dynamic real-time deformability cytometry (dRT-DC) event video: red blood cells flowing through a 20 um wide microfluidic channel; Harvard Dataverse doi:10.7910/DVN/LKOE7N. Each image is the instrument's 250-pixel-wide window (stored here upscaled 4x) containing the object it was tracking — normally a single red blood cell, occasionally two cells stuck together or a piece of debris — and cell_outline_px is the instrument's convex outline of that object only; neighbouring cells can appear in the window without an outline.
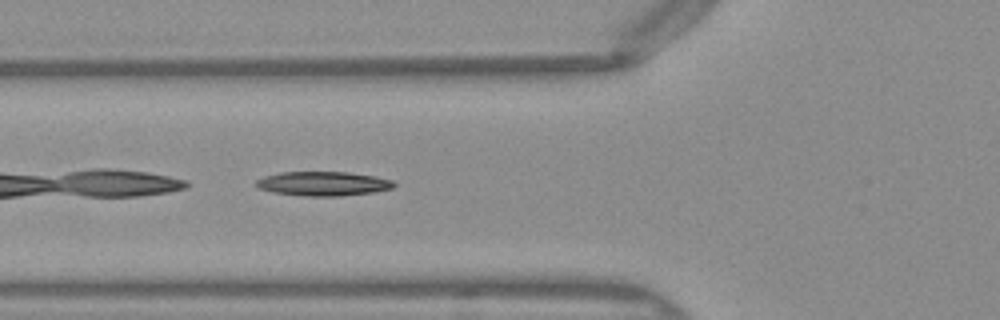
{"species": "Egyptian fruit bat (a non-hibernating species)", "species_latin": "Rousettus aegyptiacus", "temperature_condition": "warm", "stored_images_in_passage": 33, "camera_frame_rate_fps": 3000, "um_per_image_px": 0.085, "frame": {"image": 1, "passage_image": 4, "time_ms": 1.0, "image_size_px": [1000, 320], "cell_outline_px": [[396, 184], [392, 188], [372, 192], [340, 196], [304, 196], [272, 192], [256, 188], [252, 184], [256, 180], [264, 176], [280, 172], [348, 172], [376, 176], [392, 180]], "centroid_in_image_um": [27.4, 15.61], "position_along_channel_um": 98.4, "area_um2": 19.65}}
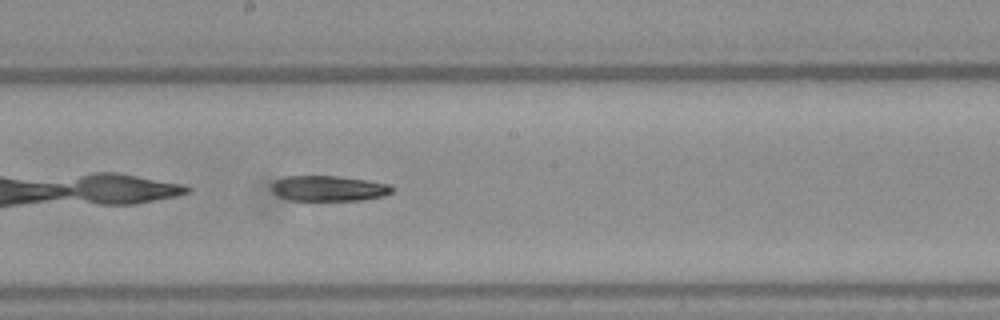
{"frame": {"image": 2, "passage_image": 13, "time_ms": 4.0, "image_size_px": [1000, 320], "cell_outline_px": [[392, 192], [384, 196], [364, 200], [292, 200], [280, 196], [272, 188], [272, 184], [276, 180], [288, 176], [336, 176], [368, 180], [388, 184], [392, 188]], "centroid_in_image_um": [27.99, 16.01], "position_along_channel_um": 220.2, "area_um2": 17.57}}
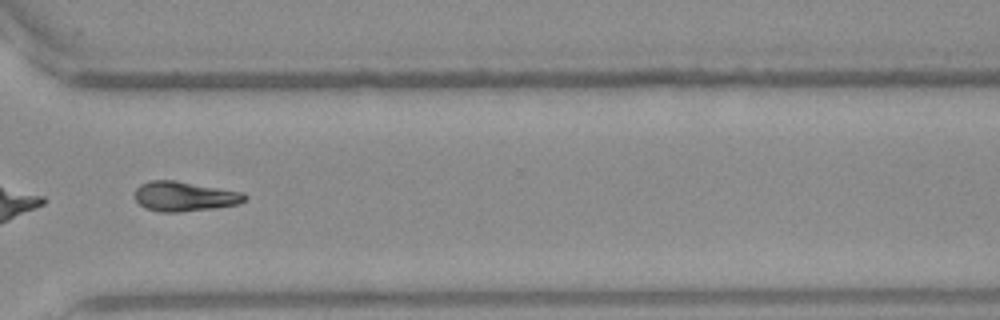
{"frame": {"image": 3, "passage_image": 23, "time_ms": 7.333, "image_size_px": [1000, 320], "cell_outline_px": [[248, 196], [244, 200], [236, 204], [212, 208], [180, 212], [160, 212], [144, 208], [132, 196], [136, 188], [140, 184], [148, 180], [176, 180], [244, 192]], "centroid_in_image_um": [15.62, 16.68], "position_along_channel_um": 355.0, "area_um2": 19.25}}